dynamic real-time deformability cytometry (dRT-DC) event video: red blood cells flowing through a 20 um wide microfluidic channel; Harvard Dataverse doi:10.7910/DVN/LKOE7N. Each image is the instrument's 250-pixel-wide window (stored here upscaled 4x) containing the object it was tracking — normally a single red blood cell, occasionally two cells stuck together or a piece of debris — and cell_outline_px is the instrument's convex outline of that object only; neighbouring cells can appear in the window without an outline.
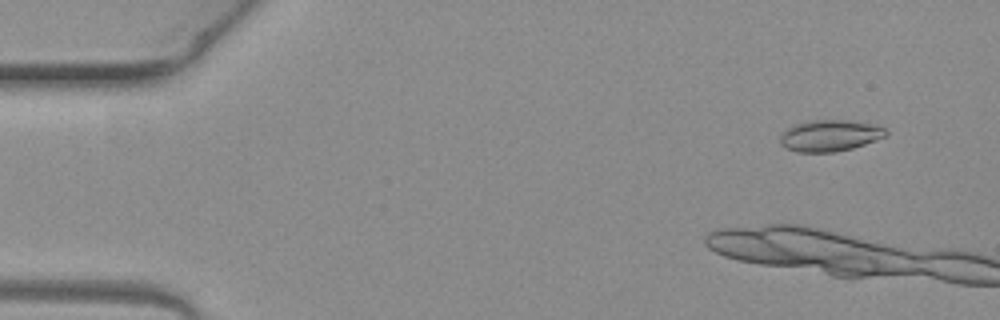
{"species": "common noctule bat (a hibernating species)", "species_latin": "Nyctalus noctula", "temperature_condition": "warm", "stored_images_in_passage": 4, "camera_frame_rate_fps": 3000, "um_per_image_px": 0.085, "animal": {"sex": "female", "body_mass_g": 19.3, "forearm_length_mm": 54.1}, "frame": {"image": 1, "passage_image": 1, "time_ms": 0.0, "image_size_px": [1000, 320], "cell_outline_px": [[888, 136], [852, 148], [832, 152], [796, 152], [780, 144], [780, 136], [788, 128], [796, 124], [816, 120], [848, 120], [868, 124], [884, 128], [888, 132]], "centroid_in_image_um": [70.54, 11.53], "position_along_channel_um": 14.5, "area_um2": 19.02}}